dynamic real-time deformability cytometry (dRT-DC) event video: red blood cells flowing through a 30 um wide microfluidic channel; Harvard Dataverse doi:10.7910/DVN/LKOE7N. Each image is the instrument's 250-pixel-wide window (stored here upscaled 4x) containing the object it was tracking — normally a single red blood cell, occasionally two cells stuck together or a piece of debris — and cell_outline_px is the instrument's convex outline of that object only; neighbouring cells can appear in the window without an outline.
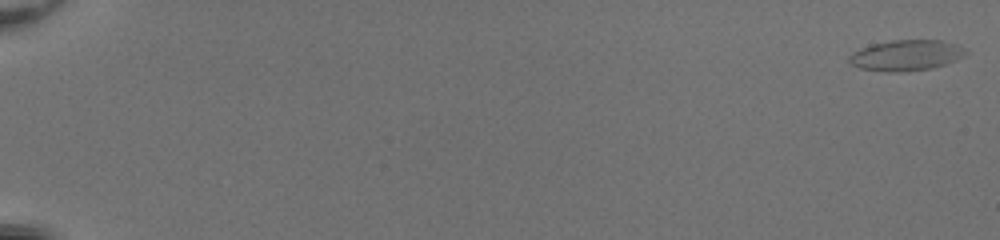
{"species": "common noctule bat (a hibernating species)", "species_latin": "Nyctalus noctula", "temperature_condition": "room temperature", "stored_images_in_passage": 54, "camera_frame_rate_fps": 3000, "um_per_image_px": 0.085, "animal": {"sex": "female", "body_mass_g": 20.0, "forearm_length_mm": 54.0}, "frame": {"image": 1, "passage_image": 1, "time_ms": 0.0, "image_size_px": [1000, 240], "cell_outline_px": [[968, 52], [964, 56], [956, 60], [932, 68], [904, 72], [888, 72], [860, 68], [852, 64], [848, 60], [848, 56], [852, 52], [860, 48], [872, 44], [892, 40], [940, 40], [956, 44]], "centroid_in_image_um": [77.0, 4.7], "position_along_channel_um": 8.0, "area_um2": 20.87}}
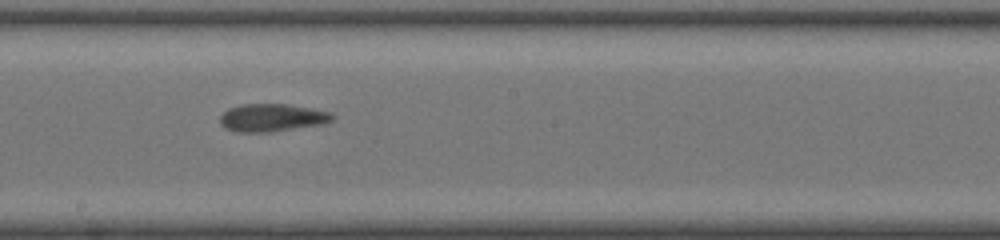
{"frame": {"image": 2, "passage_image": 33, "time_ms": 10.667, "image_size_px": [1000, 240], "cell_outline_px": [[336, 116], [332, 120], [324, 124], [272, 132], [236, 132], [224, 128], [220, 124], [220, 116], [228, 108], [244, 104], [288, 104], [332, 112]], "centroid_in_image_um": [23.13, 10.01], "position_along_channel_um": 225.1, "area_um2": 18.38}}
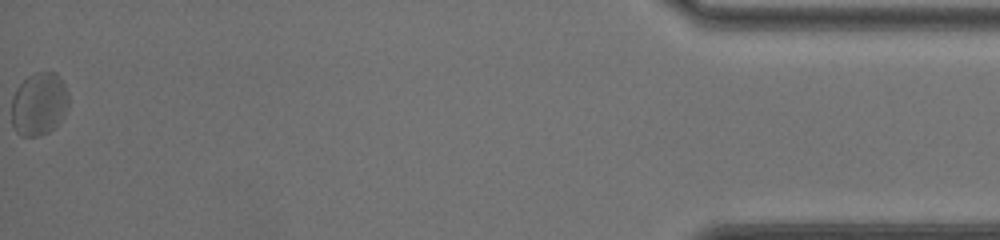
{"frame": {"image": 3, "passage_image": 54, "time_ms": 17.667, "image_size_px": [1000, 240], "cell_outline_px": [[68, 104], [64, 112], [56, 124], [48, 132], [36, 136], [20, 136], [16, 132], [12, 124], [12, 96], [16, 88], [28, 76], [36, 72], [56, 72], [60, 76], [68, 92]], "centroid_in_image_um": [3.29, 8.82], "position_along_channel_um": 431.9, "area_um2": 20.81}, "authors_computed_cell_mechanics": {"area_um2": 19.0451, "velocity_mm_per_s": 4.1073, "shape_relaxation_time_tau1_ms": 2.8006, "shape_relaxation_time_tau2_ms": 2.0021, "deformation_change_tau1": 0.0897, "deformation_change_tau2": 0.0647}}